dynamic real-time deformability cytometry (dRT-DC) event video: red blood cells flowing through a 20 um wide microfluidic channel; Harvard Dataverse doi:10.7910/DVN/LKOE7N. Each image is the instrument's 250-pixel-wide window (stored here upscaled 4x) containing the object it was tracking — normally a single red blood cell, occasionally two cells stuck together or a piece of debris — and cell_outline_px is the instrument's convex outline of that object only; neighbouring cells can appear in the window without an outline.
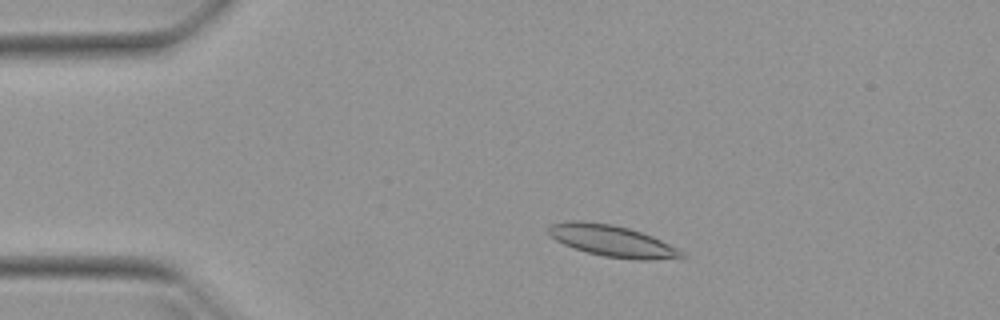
{"species": "Egyptian fruit bat (a non-hibernating species)", "species_latin": "Rousettus aegyptiacus", "temperature_condition": "warm", "stored_images_in_passage": 49, "camera_frame_rate_fps": 3000, "um_per_image_px": 0.085, "animal": {"sex": "female"}, "frame": {"image": 1, "passage_image": 8, "time_ms": 2.333, "image_size_px": [1000, 320], "cell_outline_px": [[688, 256], [652, 260], [636, 260], [604, 256], [588, 252], [564, 244], [556, 240], [548, 232], [548, 228], [552, 224], [568, 220], [576, 220], [612, 224], [628, 228], [652, 236], [684, 252]], "centroid_in_image_um": [52.04, 20.47], "position_along_channel_um": 33.0, "area_um2": 24.04}}
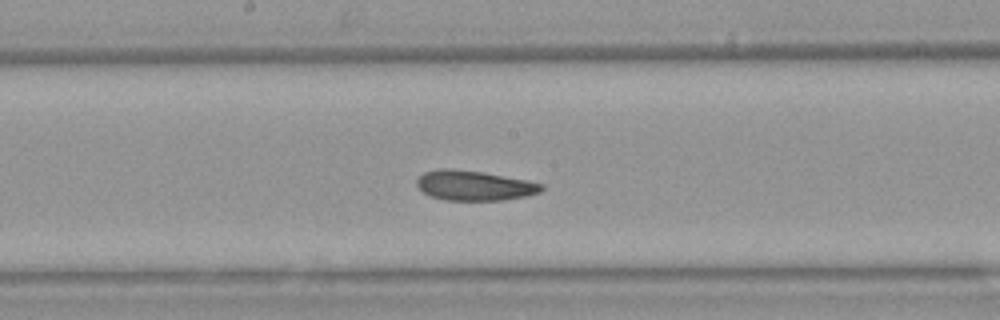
{"frame": {"image": 2, "passage_image": 25, "time_ms": 8.0, "image_size_px": [1000, 320], "cell_outline_px": [[544, 188], [540, 192], [528, 196], [504, 200], [444, 200], [432, 196], [424, 192], [416, 184], [416, 180], [424, 172], [440, 168], [452, 168], [484, 172], [528, 180], [544, 184]], "centroid_in_image_um": [40.35, 15.76], "position_along_channel_um": 207.9, "area_um2": 21.91}}
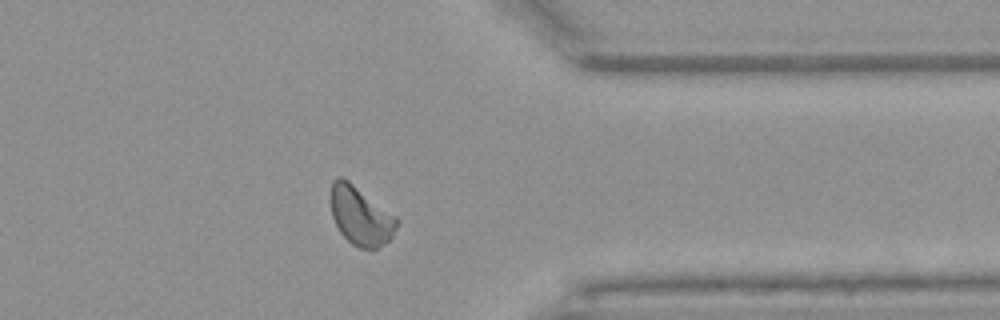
{"frame": {"image": 3, "passage_image": 39, "time_ms": 12.667, "image_size_px": [1000, 320], "cell_outline_px": [[400, 220], [392, 236], [388, 240], [376, 248], [360, 248], [352, 244], [340, 232], [332, 216], [332, 180], [336, 176], [340, 176], [348, 180], [396, 216]], "centroid_in_image_um": [30.66, 18.34], "position_along_channel_um": 380.7, "area_um2": 22.2}, "authors_computed_cell_mechanics": {"area_um2": 22.3108, "velocity_mm_per_s": 3.9273, "shape_relaxation_time_tau1_ms": 6.7682, "shape_relaxation_time_tau2_ms": 4.5225, "deformation_change_tau1": 0.1293, "deformation_change_tau2": 0.0974}}